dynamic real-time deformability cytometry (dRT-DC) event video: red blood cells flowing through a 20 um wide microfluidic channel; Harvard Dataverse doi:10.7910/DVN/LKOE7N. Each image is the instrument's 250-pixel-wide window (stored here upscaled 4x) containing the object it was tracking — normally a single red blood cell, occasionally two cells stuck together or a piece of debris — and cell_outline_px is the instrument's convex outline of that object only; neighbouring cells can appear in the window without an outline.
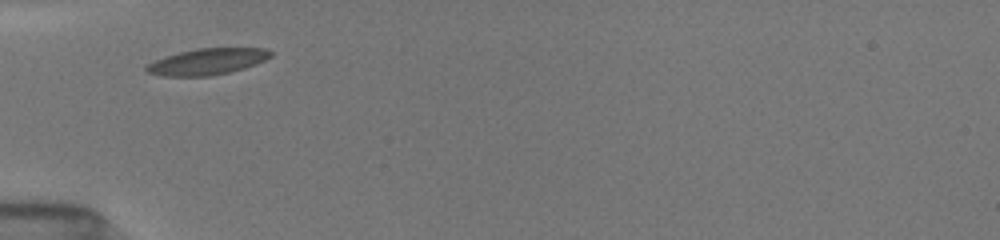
{"species": "common noctule bat (a hibernating species)", "species_latin": "Nyctalus noctula", "temperature_condition": "room temperature", "stored_images_in_passage": 11, "camera_frame_rate_fps": 3000, "um_per_image_px": 0.085, "animal": {"sex": "female", "body_mass_g": 19.5, "forearm_length_mm": 54.1}, "frame": {"image": 1, "passage_image": 1, "time_ms": 0.0, "image_size_px": [1000, 240], "cell_outline_px": [[272, 56], [264, 60], [244, 68], [228, 72], [208, 76], [164, 76], [144, 72], [144, 68], [148, 64], [156, 60], [180, 52], [196, 48], [264, 48], [272, 52]], "centroid_in_image_um": [17.6, 5.24], "position_along_channel_um": 67.4, "area_um2": 18.79}}
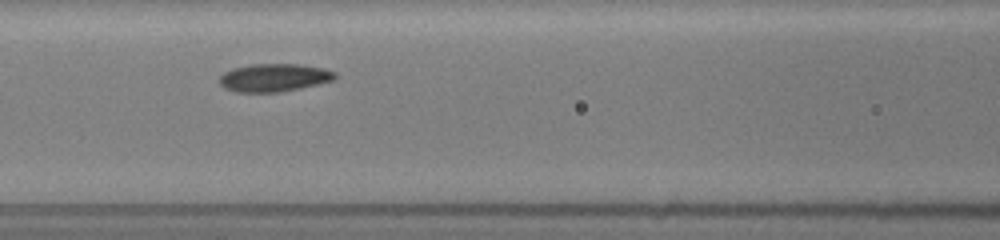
{"frame": {"image": 2, "passage_image": 8, "time_ms": 2.0, "image_size_px": [1000, 240], "cell_outline_px": [[336, 76], [332, 80], [300, 88], [280, 92], [236, 92], [224, 88], [220, 84], [220, 76], [224, 72], [232, 68], [252, 64], [300, 64], [324, 68], [336, 72]], "centroid_in_image_um": [23.27, 6.59], "position_along_channel_um": 143.3, "area_um2": 18.79}}
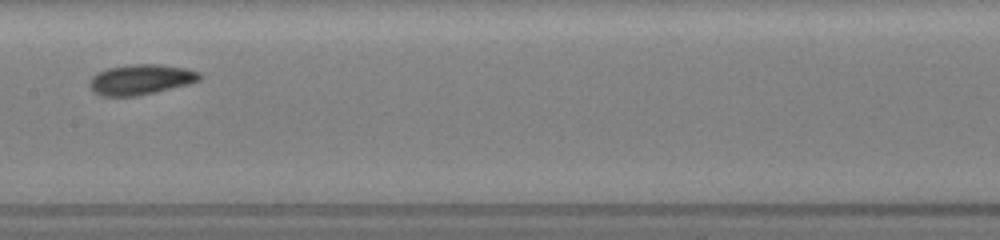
{"frame": {"image": 3, "passage_image": 10, "time_ms": 3.333, "image_size_px": [1000, 240], "cell_outline_px": [[204, 76], [200, 80], [188, 84], [156, 92], [136, 96], [104, 96], [92, 92], [88, 84], [92, 76], [96, 72], [108, 68], [132, 64], [160, 64], [184, 68], [200, 72]], "centroid_in_image_um": [11.96, 6.76], "position_along_channel_um": 195.4, "area_um2": 19.59}}